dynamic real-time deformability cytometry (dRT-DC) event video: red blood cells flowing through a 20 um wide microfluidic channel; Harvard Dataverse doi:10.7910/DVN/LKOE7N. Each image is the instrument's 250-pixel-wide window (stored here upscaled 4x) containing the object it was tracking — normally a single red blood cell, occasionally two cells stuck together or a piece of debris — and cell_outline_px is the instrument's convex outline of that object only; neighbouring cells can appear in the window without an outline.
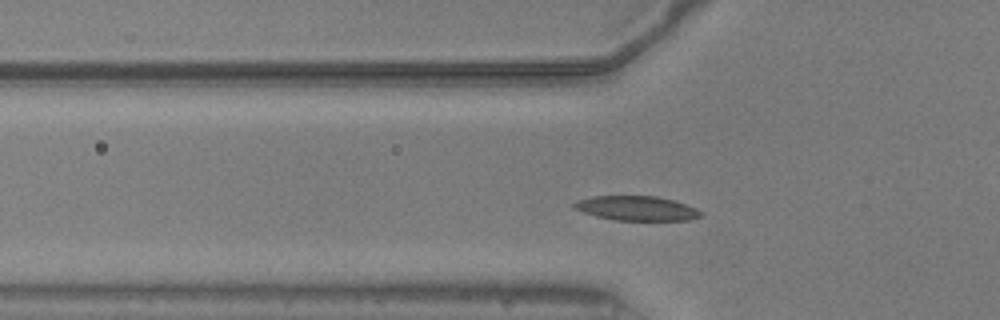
{"species": "common noctule bat (a hibernating species)", "species_latin": "Nyctalus noctula", "temperature_condition": "warm", "stored_images_in_passage": 45, "camera_frame_rate_fps": 3000, "um_per_image_px": 0.085, "animal": {"sex": "male", "body_mass_g": 20.5, "forearm_length_mm": 52.5}, "frame": {"image": 1, "passage_image": 13, "time_ms": 4.0, "image_size_px": [1000, 320], "cell_outline_px": [[704, 216], [688, 220], [616, 220], [596, 216], [584, 212], [576, 208], [572, 204], [576, 200], [592, 196], [656, 196], [672, 200], [696, 208], [704, 212]], "centroid_in_image_um": [54.14, 17.7], "position_along_channel_um": 71.7, "area_um2": 18.03}}
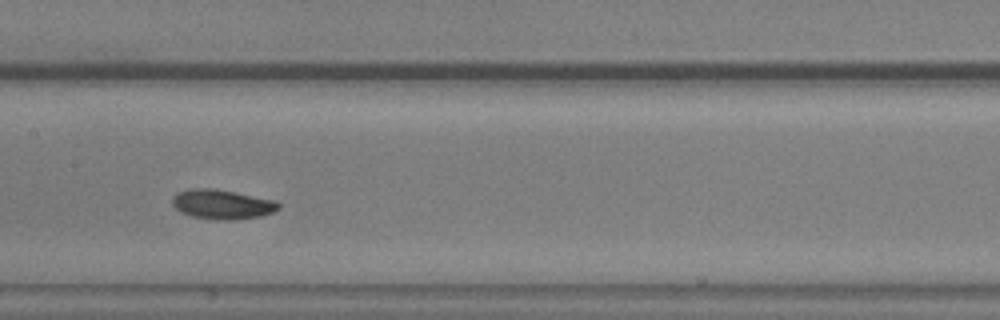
{"frame": {"image": 2, "passage_image": 22, "time_ms": 7.0, "image_size_px": [1000, 320], "cell_outline_px": [[280, 208], [272, 212], [260, 216], [232, 220], [220, 220], [192, 216], [180, 212], [172, 204], [172, 200], [180, 192], [192, 188], [212, 188], [236, 192], [276, 200], [280, 204]], "centroid_in_image_um": [18.92, 17.36], "position_along_channel_um": 188.5, "area_um2": 18.15}}
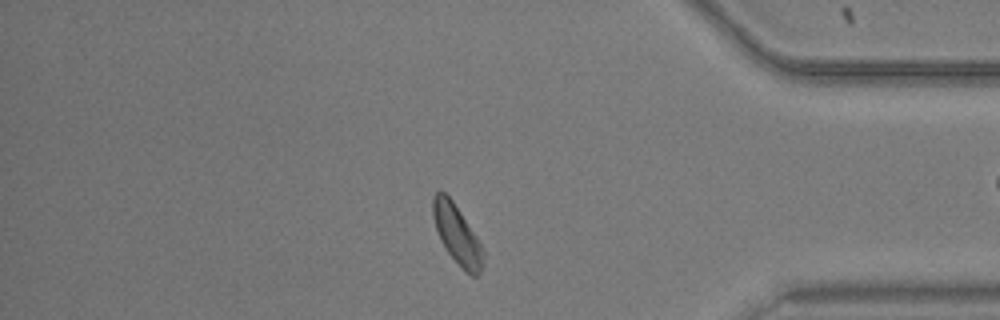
{"frame": {"image": 3, "passage_image": 40, "time_ms": 13.0, "image_size_px": [1000, 320], "cell_outline_px": [[484, 264], [480, 272], [476, 276], [472, 276], [448, 252], [440, 240], [432, 216], [432, 196], [440, 188], [452, 200], [476, 236], [484, 252]], "centroid_in_image_um": [38.83, 19.88], "position_along_channel_um": 396.4, "area_um2": 16.99}}